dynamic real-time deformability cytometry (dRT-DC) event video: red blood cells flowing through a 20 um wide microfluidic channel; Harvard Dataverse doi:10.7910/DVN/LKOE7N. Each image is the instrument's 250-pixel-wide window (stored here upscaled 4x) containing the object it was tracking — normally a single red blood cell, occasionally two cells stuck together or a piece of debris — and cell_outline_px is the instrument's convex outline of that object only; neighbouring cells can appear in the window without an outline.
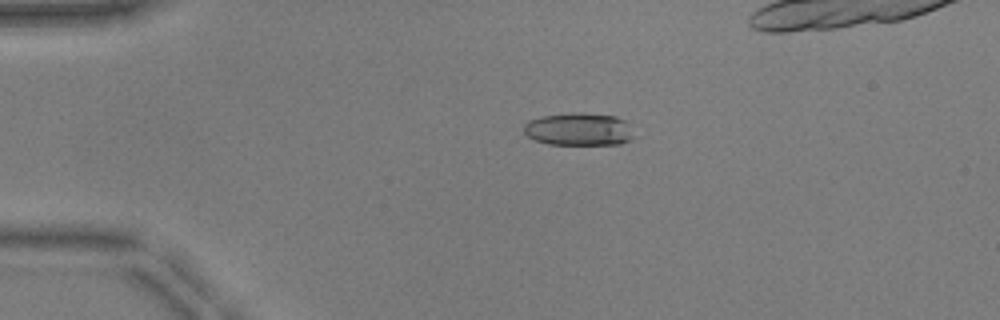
{"species": "common noctule bat (a hibernating species)", "species_latin": "Nyctalus noctula", "temperature_condition": "warm", "stored_images_in_passage": 42, "camera_frame_rate_fps": 3000, "um_per_image_px": 0.085, "animal": {"sex": "male", "body_mass_g": 17.9, "forearm_length_mm": 54.2}, "frame": {"image": 1, "passage_image": 6, "time_ms": 1.667, "image_size_px": [1000, 320], "cell_outline_px": [[632, 136], [628, 140], [620, 144], [548, 144], [536, 140], [528, 136], [524, 132], [524, 124], [528, 120], [544, 116], [572, 112], [580, 112], [616, 116], [624, 120]], "centroid_in_image_um": [49.14, 10.97], "position_along_channel_um": 35.9, "area_um2": 20.69}}
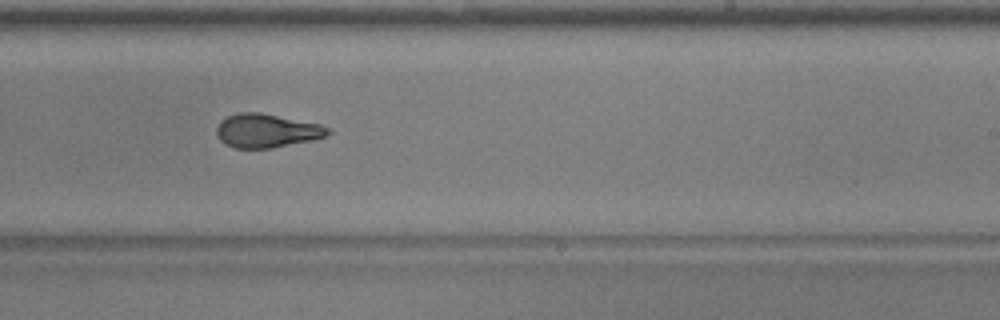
{"frame": {"image": 2, "passage_image": 27, "time_ms": 8.667, "image_size_px": [1000, 320], "cell_outline_px": [[332, 132], [328, 136], [312, 140], [272, 148], [232, 148], [224, 144], [216, 136], [216, 128], [220, 120], [228, 116], [240, 112], [260, 112], [320, 124], [332, 128]], "centroid_in_image_um": [22.67, 11.11], "position_along_channel_um": 266.3, "area_um2": 22.2}}
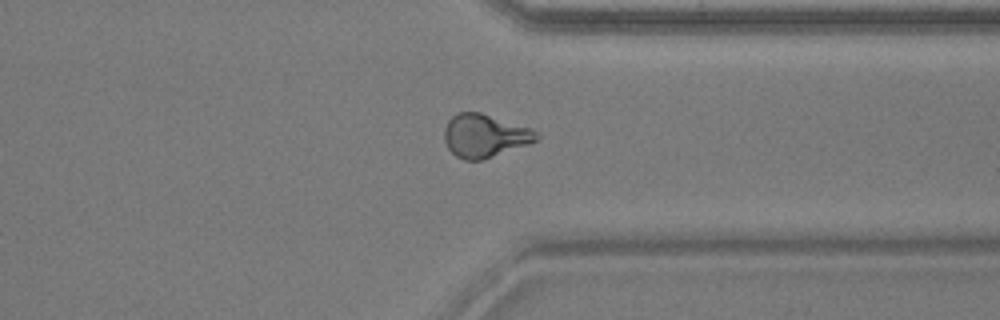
{"frame": {"image": 3, "passage_image": 35, "time_ms": 11.333, "image_size_px": [1000, 320], "cell_outline_px": [[540, 136], [536, 140], [528, 144], [480, 160], [464, 160], [456, 156], [448, 148], [444, 140], [444, 128], [448, 120], [452, 116], [460, 112], [480, 112], [532, 128]], "centroid_in_image_um": [41.18, 11.52], "position_along_channel_um": 370.2, "area_um2": 23.0}}